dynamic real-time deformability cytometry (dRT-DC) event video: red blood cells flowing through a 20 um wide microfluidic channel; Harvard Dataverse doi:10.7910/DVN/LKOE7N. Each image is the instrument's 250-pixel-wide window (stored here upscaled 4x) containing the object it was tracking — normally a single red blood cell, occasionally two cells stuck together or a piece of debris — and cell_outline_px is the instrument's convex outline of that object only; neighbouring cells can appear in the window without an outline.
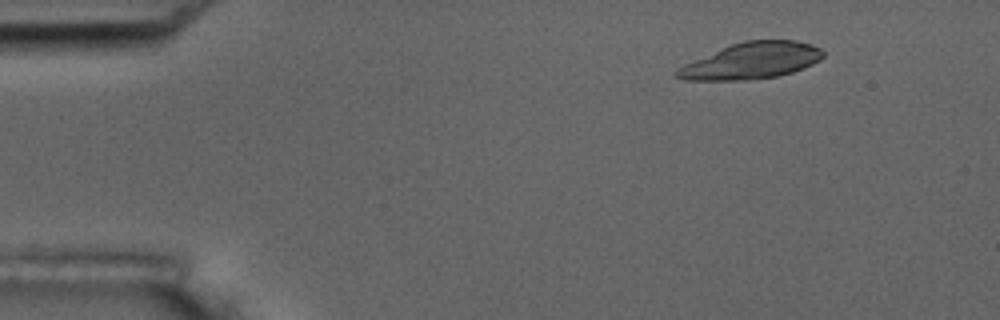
{"species": "common noctule bat (a hibernating species)", "species_latin": "Nyctalus noctula", "temperature_condition": "room temperature", "stored_images_in_passage": 4, "camera_frame_rate_fps": 3000, "um_per_image_px": 0.085, "animal": {"sex": "male", "body_mass_g": 17.5, "forearm_length_mm": 52.3}, "frame": {"image": 1, "passage_image": 2, "time_ms": 1.0, "image_size_px": [1000, 320], "cell_outline_px": [[824, 56], [820, 60], [804, 68], [792, 72], [776, 76], [744, 80], [684, 80], [672, 76], [672, 72], [676, 68], [684, 64], [732, 44], [744, 40], [796, 40], [812, 44], [820, 48], [824, 52]], "centroid_in_image_um": [63.86, 5.17], "position_along_channel_um": 21.1, "area_um2": 30.98}}
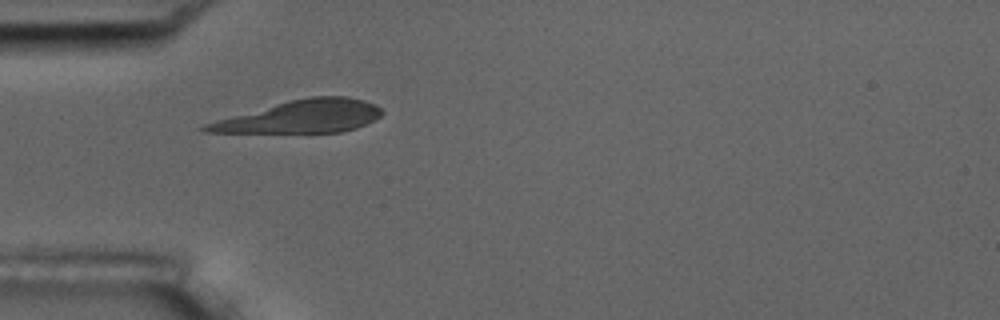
{"frame": {"image": 2, "passage_image": 4, "time_ms": 4.333, "image_size_px": [1000, 320], "cell_outline_px": [[384, 112], [380, 116], [356, 128], [340, 132], [204, 132], [196, 128], [204, 124], [216, 120], [288, 100], [312, 96], [348, 96], [364, 100], [376, 104]], "centroid_in_image_um": [25.58, 9.9], "position_along_channel_um": 59.4, "area_um2": 33.23}}